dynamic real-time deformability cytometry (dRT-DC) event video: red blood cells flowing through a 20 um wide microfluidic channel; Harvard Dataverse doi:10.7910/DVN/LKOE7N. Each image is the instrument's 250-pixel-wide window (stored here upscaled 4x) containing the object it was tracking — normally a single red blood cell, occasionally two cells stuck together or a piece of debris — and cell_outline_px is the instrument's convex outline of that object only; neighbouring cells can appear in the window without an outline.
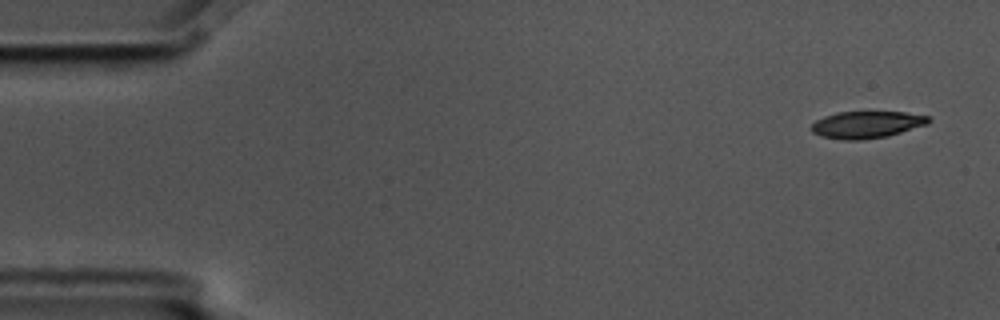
{"species": "common noctule bat (a hibernating species)", "species_latin": "Nyctalus noctula", "temperature_condition": "cold", "stored_images_in_passage": 4, "camera_frame_rate_fps": 3000, "um_per_image_px": 0.085, "animal": {"sex": "male", "body_mass_g": 17.5, "forearm_length_mm": 52.3}, "frame": {"image": 1, "passage_image": 1, "time_ms": 0.0, "image_size_px": [1000, 320], "cell_outline_px": [[932, 120], [928, 124], [888, 136], [860, 140], [844, 140], [820, 136], [812, 132], [808, 128], [816, 120], [824, 116], [836, 112], [904, 112], [928, 116]], "centroid_in_image_um": [73.64, 10.6], "position_along_channel_um": 11.4, "area_um2": 18.55}}